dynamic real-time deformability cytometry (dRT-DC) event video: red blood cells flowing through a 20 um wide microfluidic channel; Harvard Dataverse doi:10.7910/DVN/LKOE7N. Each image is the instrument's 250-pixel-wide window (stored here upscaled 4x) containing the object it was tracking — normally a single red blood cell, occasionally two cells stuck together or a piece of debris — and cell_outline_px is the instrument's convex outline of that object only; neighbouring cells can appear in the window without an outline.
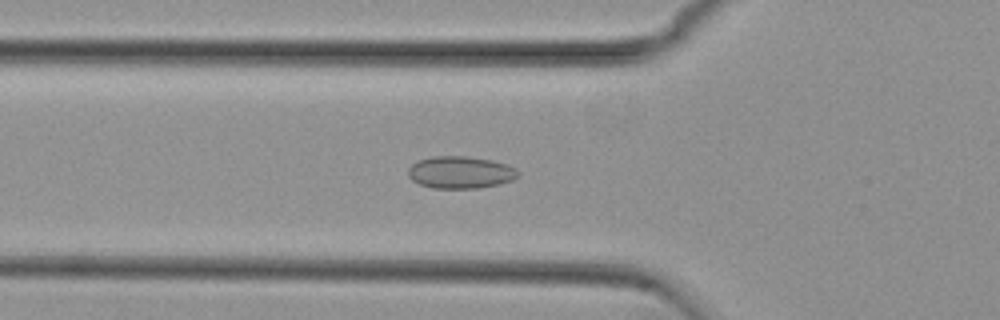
{"species": "common noctule bat (a hibernating species)", "species_latin": "Nyctalus noctula", "temperature_condition": "cold", "stored_images_in_passage": 44, "camera_frame_rate_fps": 3000, "um_per_image_px": 0.085, "animal": {"sex": "female", "body_mass_g": 29.2, "forearm_length_mm": 56.3}, "frame": {"image": 1, "passage_image": 9, "time_ms": 2.667, "image_size_px": [1000, 320], "cell_outline_px": [[520, 172], [512, 180], [500, 184], [476, 188], [432, 188], [420, 184], [412, 180], [408, 176], [408, 168], [412, 164], [420, 160], [432, 156], [464, 156], [492, 160], [516, 168]], "centroid_in_image_um": [39.12, 14.65], "position_along_channel_um": 86.7, "area_um2": 20.52}}
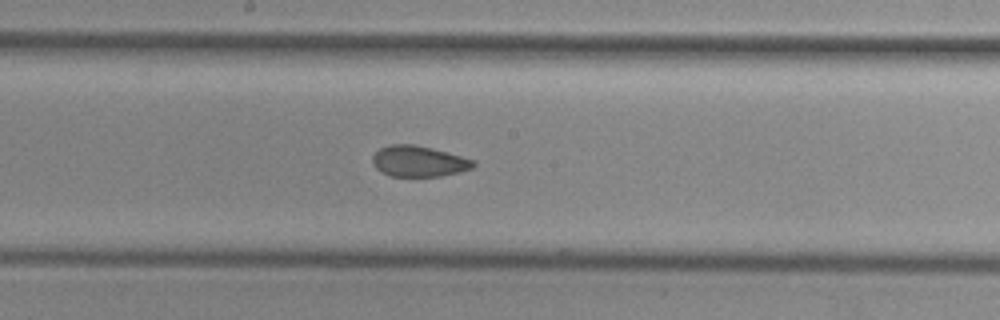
{"frame": {"image": 2, "passage_image": 19, "time_ms": 6.0, "image_size_px": [1000, 320], "cell_outline_px": [[476, 164], [472, 168], [460, 172], [440, 176], [392, 176], [376, 168], [372, 164], [372, 156], [380, 148], [392, 144], [412, 144], [432, 148], [460, 156], [472, 160]], "centroid_in_image_um": [35.57, 13.7], "position_along_channel_um": 212.6, "area_um2": 17.92}}
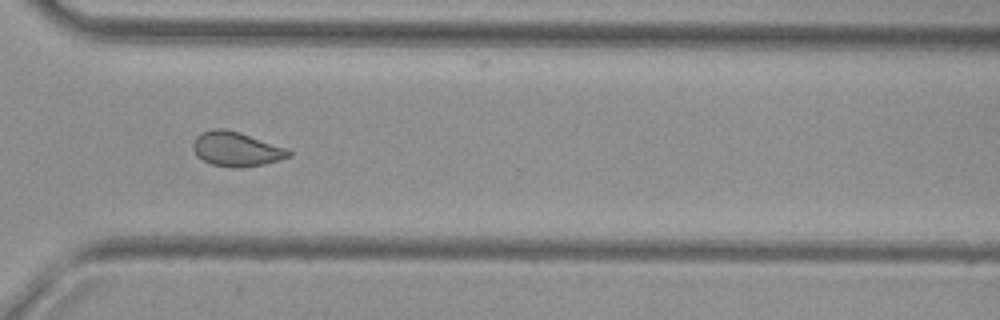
{"frame": {"image": 3, "passage_image": 30, "time_ms": 9.667, "image_size_px": [1000, 320], "cell_outline_px": [[292, 156], [264, 164], [240, 168], [232, 168], [212, 164], [196, 156], [192, 148], [192, 144], [196, 136], [200, 132], [216, 128], [220, 128], [240, 132], [288, 148], [292, 152]], "centroid_in_image_um": [20.09, 12.67], "position_along_channel_um": 350.5, "area_um2": 19.42}}